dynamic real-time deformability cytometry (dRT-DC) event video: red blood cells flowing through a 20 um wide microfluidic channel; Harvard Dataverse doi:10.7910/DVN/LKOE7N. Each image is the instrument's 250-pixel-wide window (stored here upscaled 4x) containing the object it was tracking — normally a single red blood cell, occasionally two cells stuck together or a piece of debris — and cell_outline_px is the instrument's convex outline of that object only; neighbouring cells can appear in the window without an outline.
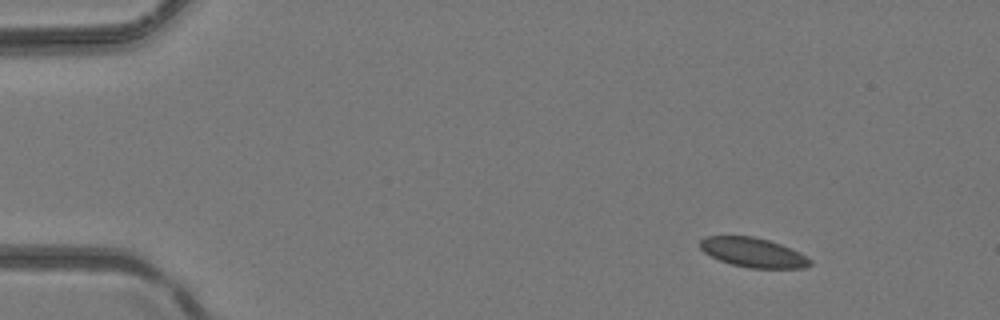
{"species": "common noctule bat (a hibernating species)", "species_latin": "Nyctalus noctula", "temperature_condition": "room temperature", "stored_images_in_passage": 4, "camera_frame_rate_fps": 3000, "um_per_image_px": 0.085, "animal": {"sex": "female", "body_mass_g": 24.6, "forearm_length_mm": 56.2}, "frame": {"image": 1, "passage_image": 1, "time_ms": 0.0, "image_size_px": [1000, 320], "cell_outline_px": [[812, 264], [804, 268], [748, 268], [732, 264], [720, 260], [704, 252], [700, 248], [700, 240], [704, 236], [752, 236], [768, 240], [780, 244], [800, 252], [812, 260]], "centroid_in_image_um": [64.03, 21.46], "position_along_channel_um": 21.0, "area_um2": 18.84}}
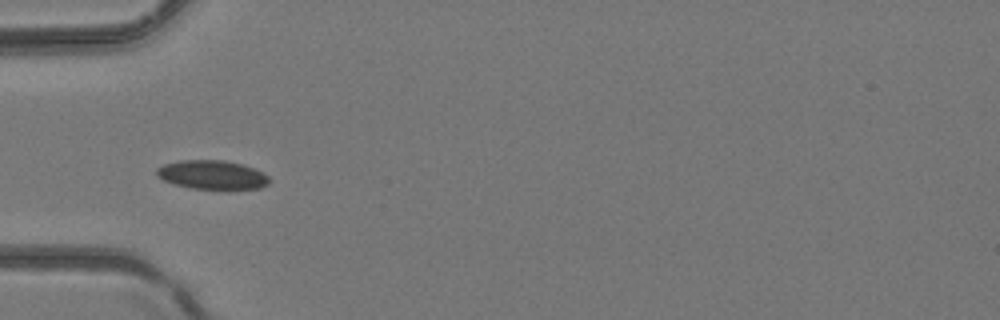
{"frame": {"image": 2, "passage_image": 4, "time_ms": 1.0, "image_size_px": [1000, 320], "cell_outline_px": [[268, 184], [260, 188], [192, 188], [176, 184], [164, 180], [156, 176], [156, 168], [164, 164], [180, 160], [224, 160], [240, 164], [252, 168], [268, 176]], "centroid_in_image_um": [17.98, 14.84], "position_along_channel_um": 67.0, "area_um2": 18.5}}